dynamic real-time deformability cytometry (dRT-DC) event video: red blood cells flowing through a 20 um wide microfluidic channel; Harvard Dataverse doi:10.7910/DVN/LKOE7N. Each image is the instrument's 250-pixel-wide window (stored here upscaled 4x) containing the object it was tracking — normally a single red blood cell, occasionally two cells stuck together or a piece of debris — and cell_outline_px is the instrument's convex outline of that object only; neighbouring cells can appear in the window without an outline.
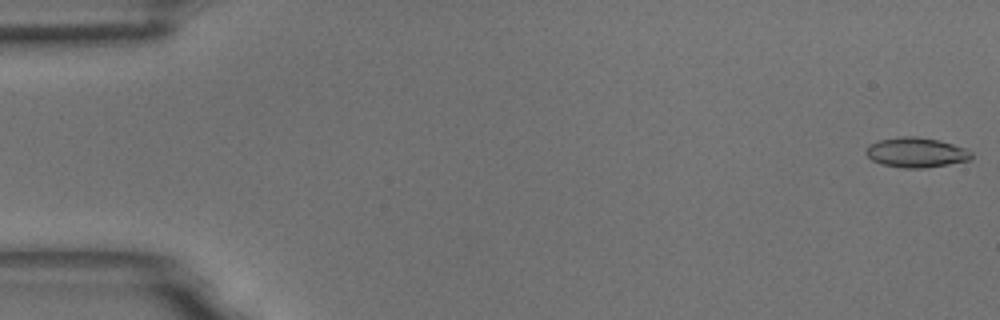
{"species": "common noctule bat (a hibernating species)", "species_latin": "Nyctalus noctula", "temperature_condition": "room temperature", "stored_images_in_passage": 6, "camera_frame_rate_fps": 3000, "um_per_image_px": 0.085, "animal": {"sex": "male", "body_mass_g": 18.8}, "frame": {"image": 1, "passage_image": 1, "time_ms": 0.0, "image_size_px": [1000, 320], "cell_outline_px": [[972, 156], [968, 160], [948, 164], [924, 168], [904, 168], [884, 164], [872, 160], [864, 152], [868, 144], [880, 140], [900, 136], [916, 136], [940, 140], [968, 148], [972, 152]], "centroid_in_image_um": [77.88, 12.94], "position_along_channel_um": 7.1, "area_um2": 18.44}}
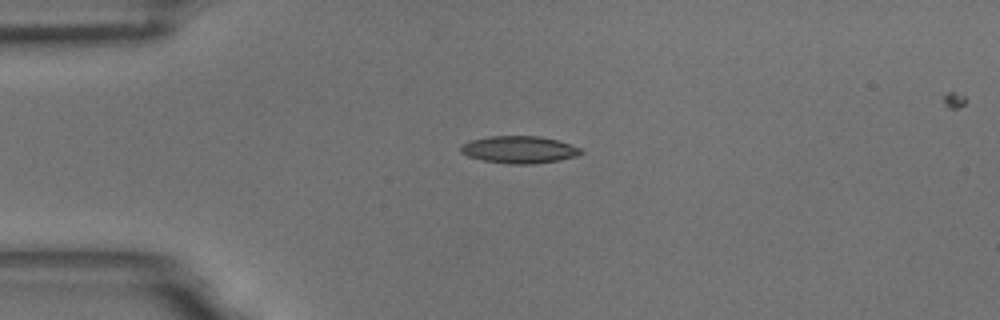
{"frame": {"image": 2, "passage_image": 4, "time_ms": 1.0, "image_size_px": [1000, 320], "cell_outline_px": [[584, 152], [576, 156], [560, 160], [532, 164], [508, 164], [484, 160], [468, 156], [460, 152], [460, 148], [464, 144], [472, 140], [488, 136], [540, 136], [556, 140], [580, 148]], "centroid_in_image_um": [44.14, 12.72], "position_along_channel_um": 40.9, "area_um2": 18.9}}